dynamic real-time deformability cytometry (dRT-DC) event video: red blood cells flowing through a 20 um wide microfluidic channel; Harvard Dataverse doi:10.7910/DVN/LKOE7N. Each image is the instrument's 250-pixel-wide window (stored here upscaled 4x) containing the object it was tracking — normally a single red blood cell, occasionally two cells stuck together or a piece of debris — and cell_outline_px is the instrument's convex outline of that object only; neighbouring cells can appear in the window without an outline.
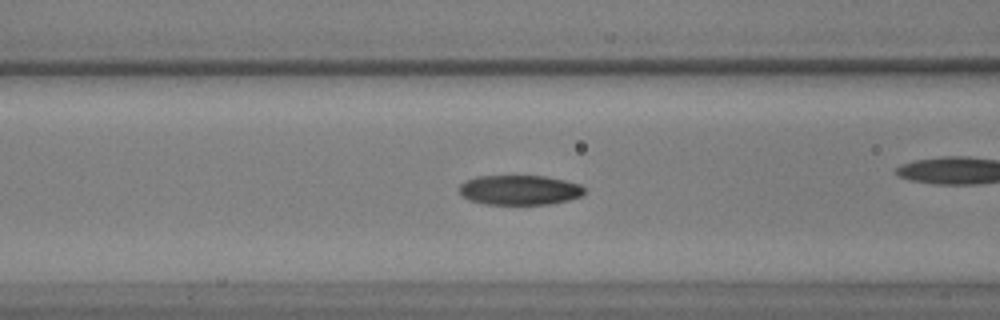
{"species": "common noctule bat (a hibernating species)", "species_latin": "Nyctalus noctula", "temperature_condition": "warm", "stored_images_in_passage": 55, "camera_frame_rate_fps": 3000, "um_per_image_px": 0.085, "animal": {"sex": "male", "body_mass_g": 17.9, "forearm_length_mm": 54.2}, "frame": {"image": 1, "passage_image": 24, "time_ms": 7.667, "image_size_px": [1000, 320], "cell_outline_px": [[584, 192], [580, 196], [568, 200], [552, 204], [484, 204], [468, 200], [460, 196], [460, 184], [464, 180], [476, 176], [544, 176], [564, 180], [580, 184], [584, 188]], "centroid_in_image_um": [44.11, 16.15], "position_along_channel_um": 122.5, "area_um2": 21.85}}
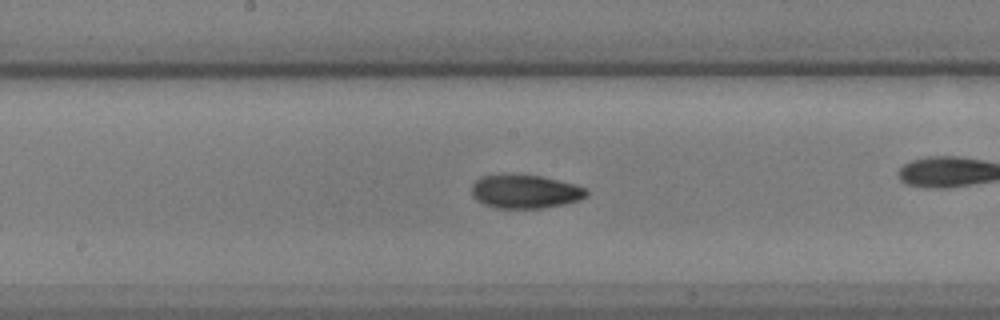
{"frame": {"image": 2, "passage_image": 31, "time_ms": 10.0, "image_size_px": [1000, 320], "cell_outline_px": [[588, 196], [580, 200], [564, 204], [540, 208], [496, 208], [484, 204], [476, 200], [472, 196], [472, 184], [480, 176], [544, 176], [576, 184], [588, 188]], "centroid_in_image_um": [44.69, 16.3], "position_along_channel_um": 203.5, "area_um2": 22.37}}